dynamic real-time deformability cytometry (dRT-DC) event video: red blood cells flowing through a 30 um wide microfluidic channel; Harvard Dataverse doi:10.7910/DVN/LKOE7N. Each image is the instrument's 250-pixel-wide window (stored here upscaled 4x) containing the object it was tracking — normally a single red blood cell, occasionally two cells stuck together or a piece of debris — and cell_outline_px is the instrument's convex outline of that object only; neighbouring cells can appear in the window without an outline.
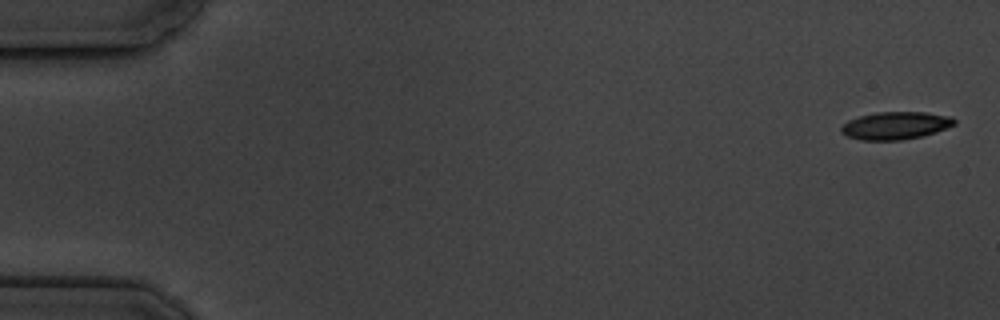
{"species": "common noctule bat (a hibernating species)", "species_latin": "Nyctalus noctula", "temperature_condition": "cold", "stored_images_in_passage": 6, "camera_frame_rate_fps": 3000, "um_per_image_px": 0.085, "animal": {"sex": "male", "body_mass_g": 19.5, "forearm_length_mm": 54.6}, "frame": {"image": 1, "passage_image": 1, "time_ms": 0.0, "image_size_px": [1000, 320], "cell_outline_px": [[956, 124], [936, 132], [920, 136], [900, 140], [860, 140], [848, 136], [840, 132], [840, 128], [848, 120], [860, 116], [876, 112], [928, 112], [952, 116], [956, 120]], "centroid_in_image_um": [76.14, 10.66], "position_along_channel_um": 8.9, "area_um2": 18.26}}
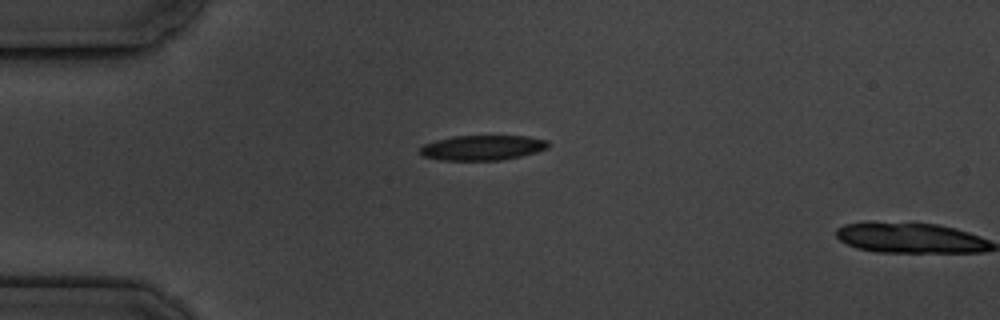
{"frame": {"image": 2, "passage_image": 5, "time_ms": 4.333, "image_size_px": [1000, 320], "cell_outline_px": [[548, 148], [536, 152], [520, 156], [500, 160], [440, 160], [424, 156], [420, 152], [420, 148], [424, 144], [436, 140], [452, 136], [528, 136], [548, 140]], "centroid_in_image_um": [41.02, 12.55], "position_along_channel_um": 44.0, "area_um2": 18.61}}